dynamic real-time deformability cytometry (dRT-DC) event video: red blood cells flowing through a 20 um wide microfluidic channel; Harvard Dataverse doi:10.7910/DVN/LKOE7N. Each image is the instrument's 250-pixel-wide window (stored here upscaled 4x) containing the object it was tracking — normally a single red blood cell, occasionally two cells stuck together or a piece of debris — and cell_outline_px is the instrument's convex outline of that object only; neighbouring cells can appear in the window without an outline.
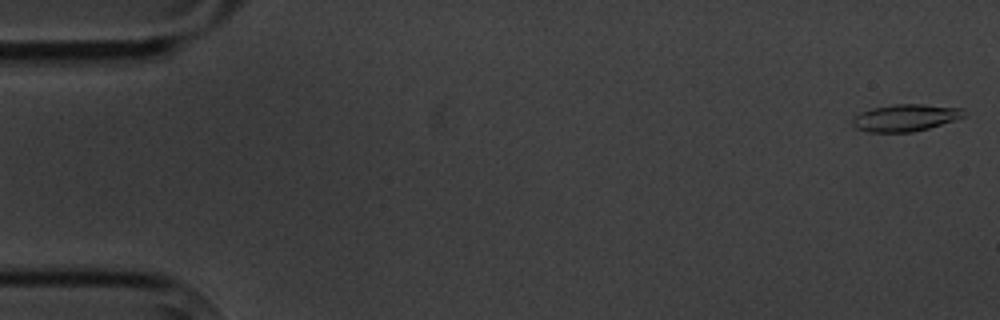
{"species": "common noctule bat (a hibernating species)", "species_latin": "Nyctalus noctula", "temperature_condition": "cold", "stored_images_in_passage": 4, "camera_frame_rate_fps": 3000, "um_per_image_px": 0.085, "animal": {"sex": "male", "body_mass_g": 20.1, "forearm_length_mm": 53.5}, "frame": {"image": 1, "passage_image": 1, "time_ms": 0.0, "image_size_px": [1000, 320], "cell_outline_px": [[964, 116], [928, 128], [912, 132], [868, 132], [856, 128], [852, 124], [852, 116], [860, 112], [872, 108], [892, 104], [924, 104], [964, 108]], "centroid_in_image_um": [76.9, 10.0], "position_along_channel_um": 8.1, "area_um2": 17.51}}